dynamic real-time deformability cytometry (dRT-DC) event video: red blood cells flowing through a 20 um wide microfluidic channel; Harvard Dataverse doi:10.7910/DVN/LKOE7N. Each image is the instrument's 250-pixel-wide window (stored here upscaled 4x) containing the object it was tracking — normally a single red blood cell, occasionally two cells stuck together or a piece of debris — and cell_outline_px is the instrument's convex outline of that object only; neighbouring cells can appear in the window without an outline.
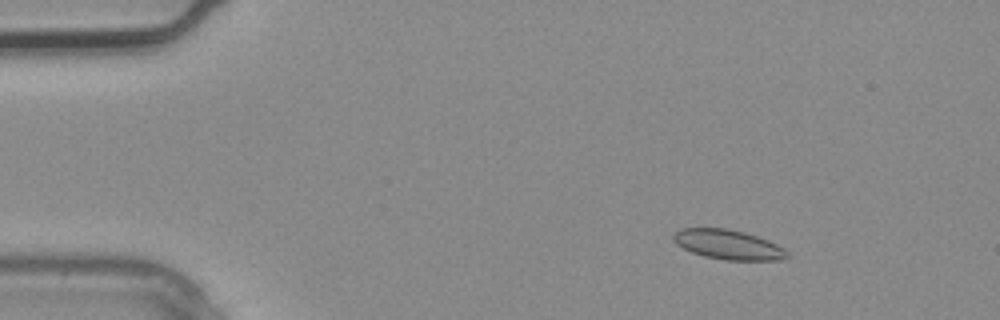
{"species": "common noctule bat (a hibernating species)", "species_latin": "Nyctalus noctula", "temperature_condition": "warm", "stored_images_in_passage": 3, "camera_frame_rate_fps": 3000, "um_per_image_px": 0.085, "animal": {"sex": "male", "body_mass_g": 20.4}, "frame": {"image": 1, "passage_image": 2, "time_ms": 0.333, "image_size_px": [1000, 320], "cell_outline_px": [[788, 256], [784, 260], [724, 260], [704, 256], [692, 252], [676, 244], [672, 240], [672, 232], [680, 228], [724, 228], [744, 232], [768, 240], [784, 248], [788, 252]], "centroid_in_image_um": [61.87, 20.79], "position_along_channel_um": 23.1, "area_um2": 19.77}}